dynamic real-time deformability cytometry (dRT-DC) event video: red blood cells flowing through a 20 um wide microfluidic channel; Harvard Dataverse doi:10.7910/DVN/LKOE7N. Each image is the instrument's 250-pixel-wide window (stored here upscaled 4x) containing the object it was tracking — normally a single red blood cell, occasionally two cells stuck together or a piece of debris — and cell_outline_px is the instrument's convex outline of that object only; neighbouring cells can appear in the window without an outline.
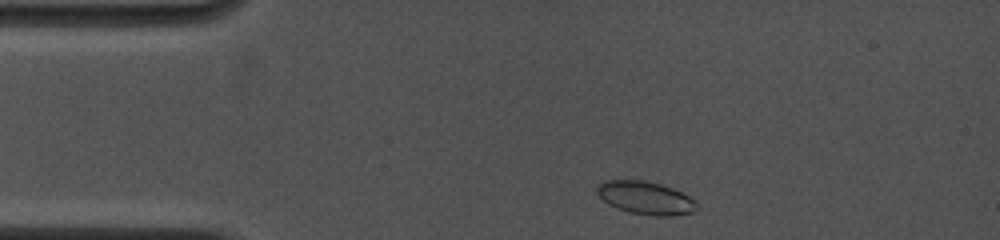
{"species": "common noctule bat (a hibernating species)", "species_latin": "Nyctalus noctula", "temperature_condition": "cold", "stored_images_in_passage": 3, "camera_frame_rate_fps": 4500, "um_per_image_px": 0.085, "animal": {"sex": "female", "body_mass_g": 19.0, "forearm_length_mm": 53.3}, "frame": {"image": 1, "passage_image": 1, "time_ms": 0.0, "image_size_px": [1000, 240], "cell_outline_px": [[696, 208], [692, 212], [672, 216], [656, 216], [628, 212], [608, 204], [596, 192], [596, 184], [604, 180], [644, 180], [660, 184], [672, 188], [696, 200]], "centroid_in_image_um": [54.84, 16.81], "position_along_channel_um": 30.2, "area_um2": 19.13}}